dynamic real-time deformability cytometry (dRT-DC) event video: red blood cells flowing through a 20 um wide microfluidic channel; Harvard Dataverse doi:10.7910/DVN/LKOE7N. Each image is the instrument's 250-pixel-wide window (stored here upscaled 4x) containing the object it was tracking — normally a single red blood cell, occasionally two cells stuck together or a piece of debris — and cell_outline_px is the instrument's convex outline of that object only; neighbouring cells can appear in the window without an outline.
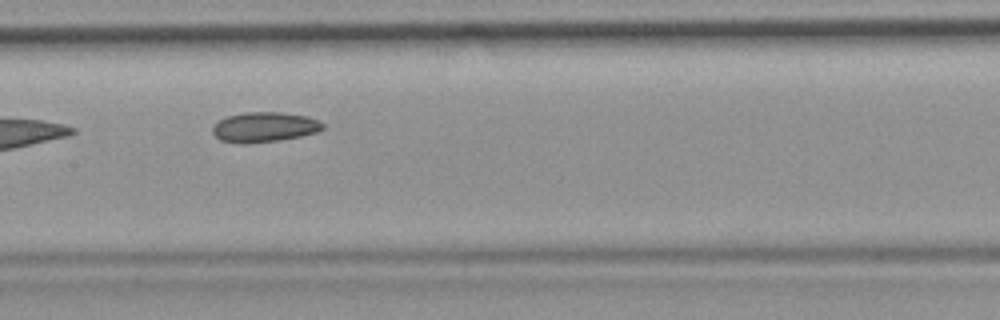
{"species": "common noctule bat (a hibernating species)", "species_latin": "Nyctalus noctula", "temperature_condition": "room temperature", "stored_images_in_passage": 8, "camera_frame_rate_fps": 3000, "um_per_image_px": 0.085, "animal": {"sex": "female", "body_mass_g": 19.9}, "frame": {"image": 1, "passage_image": 6, "time_ms": 6.0, "image_size_px": [1000, 320], "cell_outline_px": [[324, 128], [316, 132], [300, 136], [280, 140], [244, 144], [240, 144], [220, 140], [212, 132], [212, 128], [220, 120], [228, 116], [244, 112], [280, 112], [308, 116], [324, 124]], "centroid_in_image_um": [22.47, 10.8], "position_along_channel_um": 184.9, "area_um2": 19.19}}